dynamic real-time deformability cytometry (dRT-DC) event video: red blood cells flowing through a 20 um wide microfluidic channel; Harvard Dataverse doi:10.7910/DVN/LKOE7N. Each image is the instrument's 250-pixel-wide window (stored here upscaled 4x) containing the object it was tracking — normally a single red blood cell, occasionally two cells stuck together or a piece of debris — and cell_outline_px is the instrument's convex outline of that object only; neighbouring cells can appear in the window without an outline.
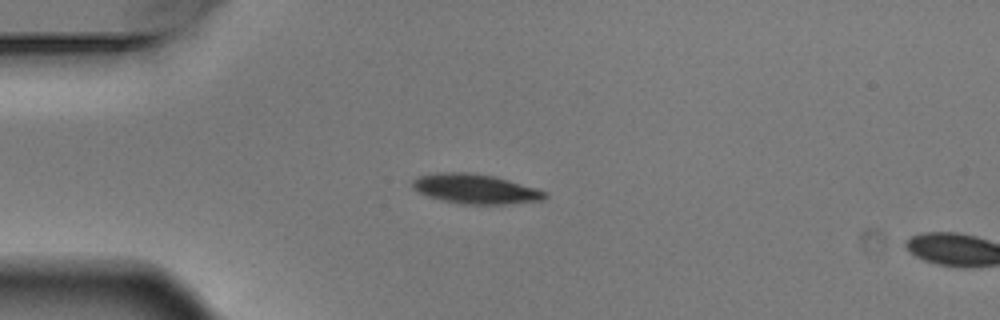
{"species": "Egyptian fruit bat (a non-hibernating species)", "species_latin": "Rousettus aegyptiacus", "temperature_condition": "warm", "stored_images_in_passage": 4, "segment_of_instrument_passage": [1, 2], "camera_frame_rate_fps": 3000, "um_per_image_px": 0.085, "animal": {"sex": "male"}, "frame": {"image": 1, "passage_image": 3, "time_ms": 0.667, "image_size_px": [1000, 320], "cell_outline_px": [[548, 196], [544, 200], [504, 204], [460, 204], [440, 200], [428, 196], [412, 188], [412, 180], [420, 176], [436, 172], [468, 172], [492, 176], [508, 180], [536, 188], [548, 192]], "centroid_in_image_um": [40.41, 16.06], "position_along_channel_um": 44.6, "area_um2": 22.89}}